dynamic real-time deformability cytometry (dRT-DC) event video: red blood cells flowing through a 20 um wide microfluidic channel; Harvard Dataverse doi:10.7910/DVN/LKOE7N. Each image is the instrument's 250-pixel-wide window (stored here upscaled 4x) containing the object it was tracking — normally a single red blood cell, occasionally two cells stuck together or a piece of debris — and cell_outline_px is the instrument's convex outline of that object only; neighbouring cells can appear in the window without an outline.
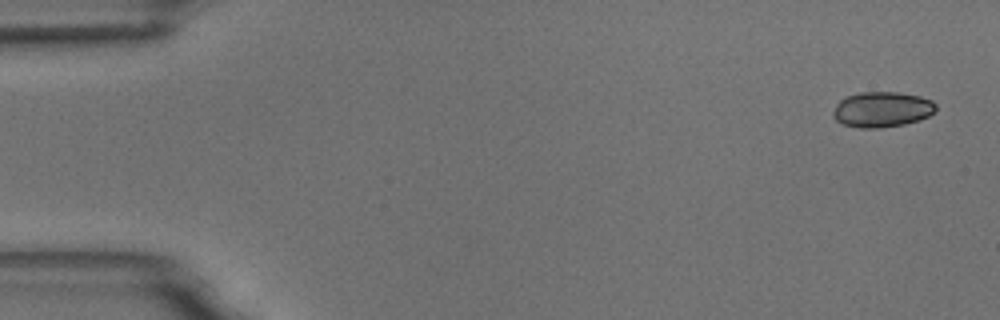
{"species": "common noctule bat (a hibernating species)", "species_latin": "Nyctalus noctula", "temperature_condition": "room temperature", "stored_images_in_passage": 4, "camera_frame_rate_fps": 3000, "um_per_image_px": 0.085, "animal": {"sex": "male", "body_mass_g": 18.8}, "frame": {"image": 1, "passage_image": 1, "time_ms": 0.0, "image_size_px": [1000, 320], "cell_outline_px": [[936, 108], [928, 116], [920, 120], [904, 124], [880, 128], [860, 128], [844, 124], [836, 120], [832, 116], [832, 112], [836, 104], [844, 96], [860, 92], [900, 92], [920, 96], [932, 100], [936, 104]], "centroid_in_image_um": [74.95, 9.29], "position_along_channel_um": 10.0, "area_um2": 21.39}}
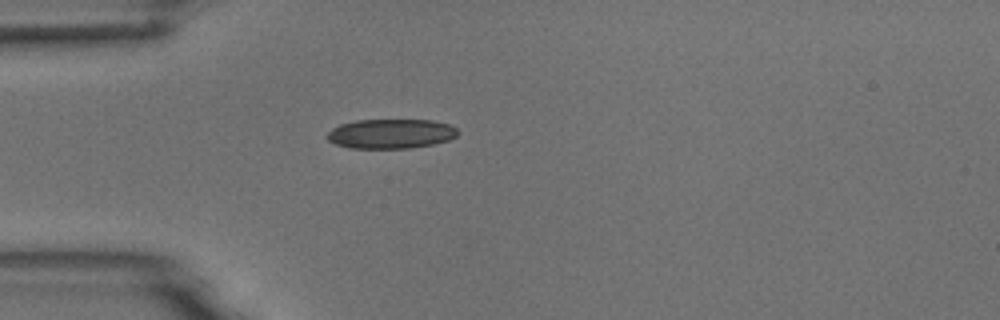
{"frame": {"image": 2, "passage_image": 4, "time_ms": 4.333, "image_size_px": [1000, 320], "cell_outline_px": [[460, 132], [456, 136], [448, 140], [432, 144], [412, 148], [352, 148], [336, 144], [328, 140], [324, 136], [332, 128], [340, 124], [356, 120], [432, 120], [448, 124], [456, 128]], "centroid_in_image_um": [33.21, 11.36], "position_along_channel_um": 51.8, "area_um2": 22.54}}